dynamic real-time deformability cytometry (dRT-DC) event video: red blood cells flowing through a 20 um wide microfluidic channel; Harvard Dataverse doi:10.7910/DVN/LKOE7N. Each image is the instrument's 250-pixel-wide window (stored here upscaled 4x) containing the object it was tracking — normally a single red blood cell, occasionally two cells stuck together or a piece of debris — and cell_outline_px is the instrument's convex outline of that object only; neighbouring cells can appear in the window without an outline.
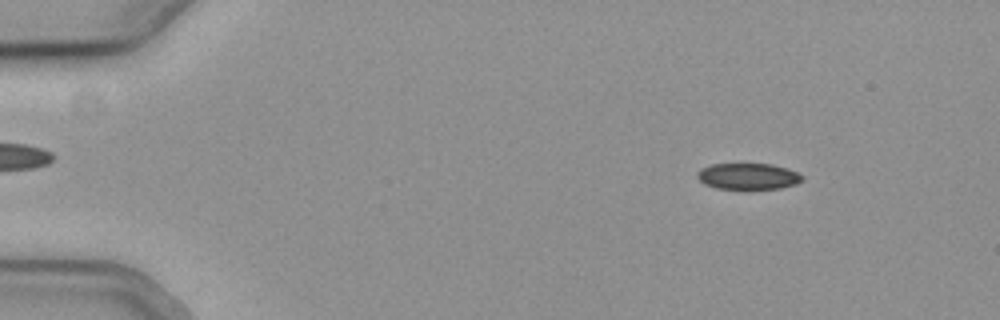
{"species": "common noctule bat (a hibernating species)", "species_latin": "Nyctalus noctula", "temperature_condition": "cold", "stored_images_in_passage": 55, "camera_frame_rate_fps": 3000, "um_per_image_px": 0.085, "animal": {"sex": "female", "body_mass_g": 19.3, "forearm_length_mm": 54.1}, "frame": {"image": 1, "passage_image": 7, "time_ms": 2.0, "image_size_px": [1000, 320], "cell_outline_px": [[804, 180], [796, 184], [780, 188], [752, 192], [716, 188], [704, 184], [696, 176], [700, 168], [712, 164], [772, 164], [788, 168], [804, 176]], "centroid_in_image_um": [63.61, 15.03], "position_along_channel_um": 21.4, "area_um2": 16.88}}
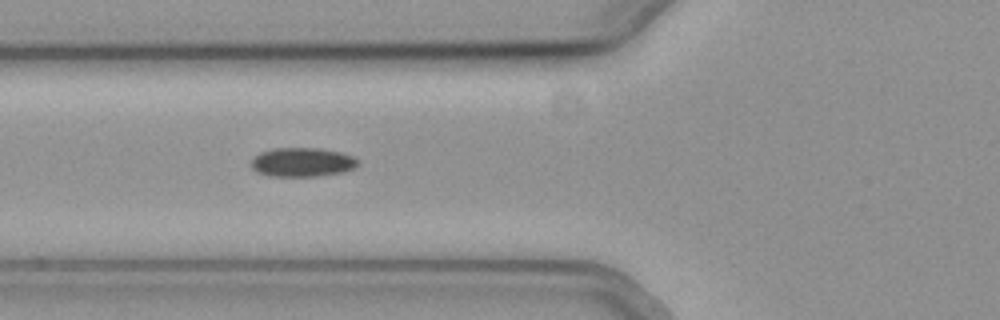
{"frame": {"image": 2, "passage_image": 21, "time_ms": 6.667, "image_size_px": [1000, 320], "cell_outline_px": [[356, 164], [352, 168], [344, 172], [316, 176], [268, 176], [256, 172], [252, 168], [252, 160], [260, 152], [272, 148], [320, 148], [340, 152], [352, 156], [356, 160]], "centroid_in_image_um": [25.64, 13.78], "position_along_channel_um": 100.2, "area_um2": 17.92}}
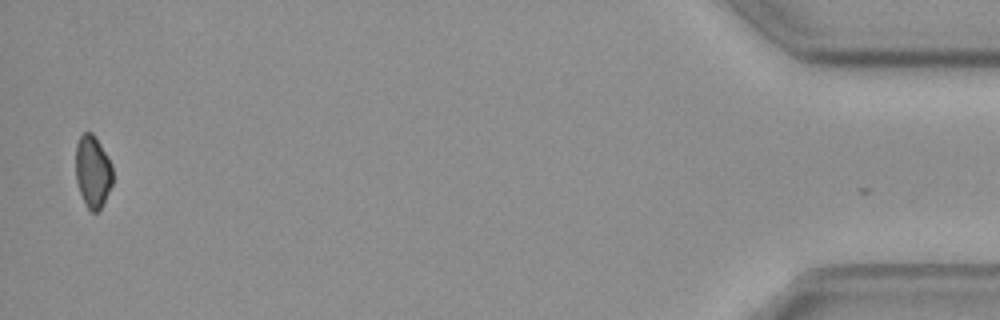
{"frame": {"image": 3, "passage_image": 54, "time_ms": 17.667, "image_size_px": [1000, 320], "cell_outline_px": [[112, 184], [100, 208], [96, 212], [92, 212], [88, 208], [80, 192], [76, 180], [76, 144], [80, 136], [84, 132], [92, 132], [96, 136], [112, 164]], "centroid_in_image_um": [7.88, 14.53], "position_along_channel_um": 427.3, "area_um2": 15.43}}